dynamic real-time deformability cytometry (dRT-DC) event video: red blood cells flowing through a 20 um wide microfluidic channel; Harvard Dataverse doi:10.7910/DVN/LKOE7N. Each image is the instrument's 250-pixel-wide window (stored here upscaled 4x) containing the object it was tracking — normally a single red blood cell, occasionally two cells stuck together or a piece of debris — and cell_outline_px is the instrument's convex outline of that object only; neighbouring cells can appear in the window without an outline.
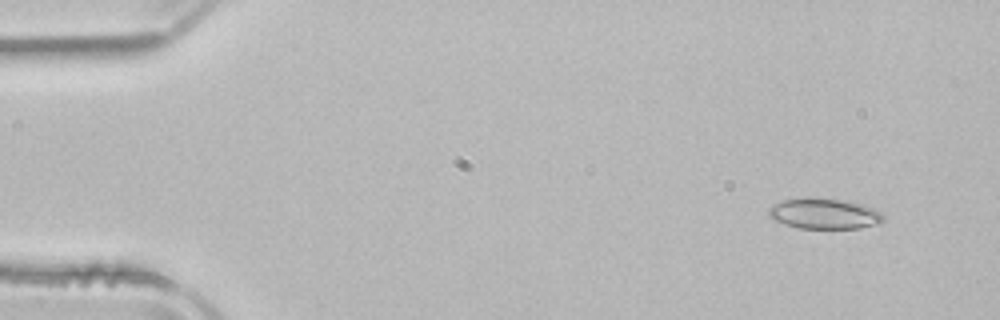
{"species": "common noctule bat (a hibernating species)", "species_latin": "Nyctalus noctula", "temperature_condition": "room temperature", "stored_images_in_passage": 51, "camera_frame_rate_fps": 3000, "um_per_image_px": 0.085, "animal": {"sex": "male", "body_mass_g": 21.5, "forearm_length_mm": 52.0}, "frame": {"image": 1, "passage_image": 3, "time_ms": 0.667, "image_size_px": [1000, 320], "cell_outline_px": [[884, 220], [880, 224], [860, 228], [800, 228], [784, 224], [772, 220], [768, 216], [768, 208], [784, 200], [804, 196], [808, 196], [844, 200], [860, 204], [872, 208], [880, 212], [884, 216]], "centroid_in_image_um": [70.04, 18.15], "position_along_channel_um": 15.0, "area_um2": 20.69}}
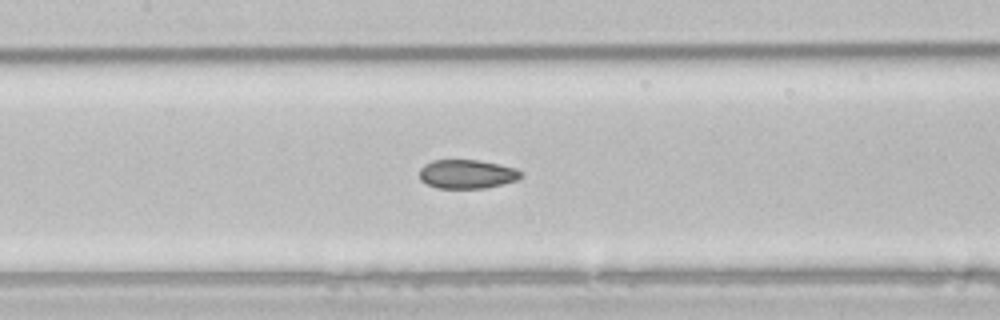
{"frame": {"image": 2, "passage_image": 23, "time_ms": 7.333, "image_size_px": [1000, 320], "cell_outline_px": [[524, 176], [516, 180], [484, 188], [436, 188], [424, 184], [420, 180], [420, 168], [424, 164], [432, 160], [480, 160], [516, 168], [524, 172]], "centroid_in_image_um": [39.68, 14.79], "position_along_channel_um": 167.7, "area_um2": 17.28}}
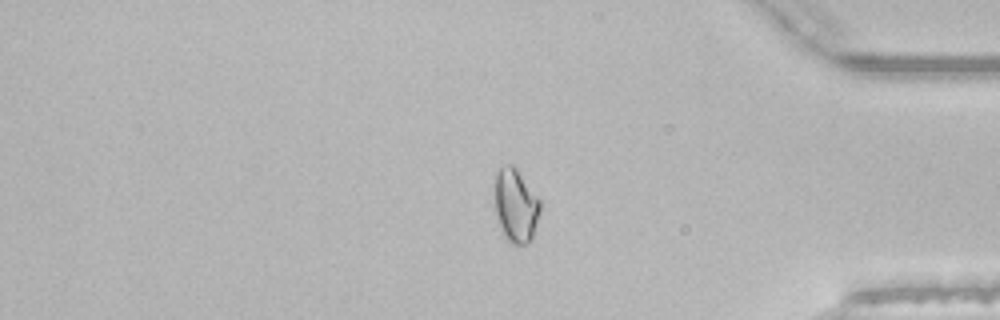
{"frame": {"image": 3, "passage_image": 42, "time_ms": 13.667, "image_size_px": [1000, 320], "cell_outline_px": [[540, 212], [532, 236], [528, 244], [512, 244], [504, 236], [500, 228], [496, 212], [496, 172], [504, 164], [512, 164], [516, 168], [540, 200]], "centroid_in_image_um": [43.84, 17.48], "position_along_channel_um": 391.4, "area_um2": 19.13}, "authors_computed_cell_mechanics": {"area_um2": 19.1318, "velocity_mm_per_s": 3.9287, "shape_relaxation_time_tau1_ms": 8.5294, "shape_relaxation_time_tau2_ms": 3.7317, "deformation_change_tau1": 0.1189, "deformation_change_tau2": 0.0629}}